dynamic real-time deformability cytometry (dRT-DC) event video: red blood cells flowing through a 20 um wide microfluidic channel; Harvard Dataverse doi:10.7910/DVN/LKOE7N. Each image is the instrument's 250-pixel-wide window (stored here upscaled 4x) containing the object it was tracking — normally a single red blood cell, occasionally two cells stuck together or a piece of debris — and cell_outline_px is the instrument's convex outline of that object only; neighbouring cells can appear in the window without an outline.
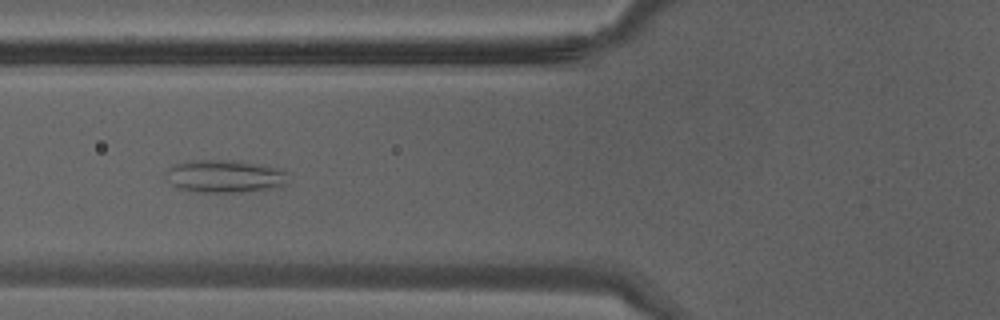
{"species": "Egyptian fruit bat (a non-hibernating species)", "species_latin": "Rousettus aegyptiacus", "temperature_condition": "warm", "stored_images_in_passage": 26, "camera_frame_rate_fps": 3000, "um_per_image_px": 0.085, "animal": {"sex": "male"}, "frame": {"image": 1, "passage_image": 5, "time_ms": 1.333, "image_size_px": [1000, 320], "cell_outline_px": [[288, 184], [284, 188], [236, 192], [196, 192], [176, 188], [164, 176], [164, 172], [172, 164], [188, 160], [232, 160], [280, 168], [288, 172]], "centroid_in_image_um": [19.12, 14.99], "position_along_channel_um": 106.7, "area_um2": 23.99}}